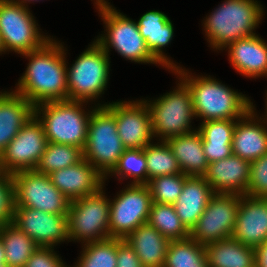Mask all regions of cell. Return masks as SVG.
I'll use <instances>...</instances> for the list:
<instances>
[{"mask_svg": "<svg viewBox=\"0 0 267 267\" xmlns=\"http://www.w3.org/2000/svg\"><path fill=\"white\" fill-rule=\"evenodd\" d=\"M63 48L50 39L41 48L21 54L31 60L15 93L34 106L68 100L67 64Z\"/></svg>", "mask_w": 267, "mask_h": 267, "instance_id": "cell-1", "label": "cell"}, {"mask_svg": "<svg viewBox=\"0 0 267 267\" xmlns=\"http://www.w3.org/2000/svg\"><path fill=\"white\" fill-rule=\"evenodd\" d=\"M177 67L182 81L189 89L192 97L195 117L207 120L241 119L250 109V100L211 77H191Z\"/></svg>", "mask_w": 267, "mask_h": 267, "instance_id": "cell-2", "label": "cell"}, {"mask_svg": "<svg viewBox=\"0 0 267 267\" xmlns=\"http://www.w3.org/2000/svg\"><path fill=\"white\" fill-rule=\"evenodd\" d=\"M261 6L254 0H225L204 23L212 48L222 49L233 41L255 35L253 30L263 16Z\"/></svg>", "mask_w": 267, "mask_h": 267, "instance_id": "cell-3", "label": "cell"}, {"mask_svg": "<svg viewBox=\"0 0 267 267\" xmlns=\"http://www.w3.org/2000/svg\"><path fill=\"white\" fill-rule=\"evenodd\" d=\"M82 101H50L34 106V115L43 125L47 141L84 149L91 113L81 109ZM42 107V108H41ZM39 114V115H38Z\"/></svg>", "mask_w": 267, "mask_h": 267, "instance_id": "cell-4", "label": "cell"}, {"mask_svg": "<svg viewBox=\"0 0 267 267\" xmlns=\"http://www.w3.org/2000/svg\"><path fill=\"white\" fill-rule=\"evenodd\" d=\"M125 150L118 135L115 115L106 106L91 111L83 158L106 178Z\"/></svg>", "mask_w": 267, "mask_h": 267, "instance_id": "cell-5", "label": "cell"}, {"mask_svg": "<svg viewBox=\"0 0 267 267\" xmlns=\"http://www.w3.org/2000/svg\"><path fill=\"white\" fill-rule=\"evenodd\" d=\"M107 28V36L97 38L96 42L109 53V47L120 53L121 56L137 63L159 62L152 56L146 41L139 33L137 22L117 12L109 3L97 4Z\"/></svg>", "mask_w": 267, "mask_h": 267, "instance_id": "cell-6", "label": "cell"}, {"mask_svg": "<svg viewBox=\"0 0 267 267\" xmlns=\"http://www.w3.org/2000/svg\"><path fill=\"white\" fill-rule=\"evenodd\" d=\"M109 54L95 41L70 70L67 68L68 100L88 102L105 90L109 74Z\"/></svg>", "mask_w": 267, "mask_h": 267, "instance_id": "cell-7", "label": "cell"}, {"mask_svg": "<svg viewBox=\"0 0 267 267\" xmlns=\"http://www.w3.org/2000/svg\"><path fill=\"white\" fill-rule=\"evenodd\" d=\"M102 189L70 201L67 213L69 240L82 239L87 244L110 238V200Z\"/></svg>", "mask_w": 267, "mask_h": 267, "instance_id": "cell-8", "label": "cell"}, {"mask_svg": "<svg viewBox=\"0 0 267 267\" xmlns=\"http://www.w3.org/2000/svg\"><path fill=\"white\" fill-rule=\"evenodd\" d=\"M151 116L153 137H161L162 141L188 134L191 131V118L195 116L192 97L188 87L180 82L178 89L160 96L154 102L146 103Z\"/></svg>", "mask_w": 267, "mask_h": 267, "instance_id": "cell-9", "label": "cell"}, {"mask_svg": "<svg viewBox=\"0 0 267 267\" xmlns=\"http://www.w3.org/2000/svg\"><path fill=\"white\" fill-rule=\"evenodd\" d=\"M0 37L4 52L18 54L37 50L50 40L39 33L26 6L9 0H0Z\"/></svg>", "mask_w": 267, "mask_h": 267, "instance_id": "cell-10", "label": "cell"}, {"mask_svg": "<svg viewBox=\"0 0 267 267\" xmlns=\"http://www.w3.org/2000/svg\"><path fill=\"white\" fill-rule=\"evenodd\" d=\"M11 176L14 182L15 207L67 215L70 201L51 183L48 175L28 170Z\"/></svg>", "mask_w": 267, "mask_h": 267, "instance_id": "cell-11", "label": "cell"}, {"mask_svg": "<svg viewBox=\"0 0 267 267\" xmlns=\"http://www.w3.org/2000/svg\"><path fill=\"white\" fill-rule=\"evenodd\" d=\"M240 200V194L214 193L190 231V238L206 246L232 237Z\"/></svg>", "mask_w": 267, "mask_h": 267, "instance_id": "cell-12", "label": "cell"}, {"mask_svg": "<svg viewBox=\"0 0 267 267\" xmlns=\"http://www.w3.org/2000/svg\"><path fill=\"white\" fill-rule=\"evenodd\" d=\"M147 184H130L110 202V238L125 239L137 227L148 222L152 205Z\"/></svg>", "mask_w": 267, "mask_h": 267, "instance_id": "cell-13", "label": "cell"}, {"mask_svg": "<svg viewBox=\"0 0 267 267\" xmlns=\"http://www.w3.org/2000/svg\"><path fill=\"white\" fill-rule=\"evenodd\" d=\"M38 116H33L0 153V170L7 174L34 170L47 146Z\"/></svg>", "mask_w": 267, "mask_h": 267, "instance_id": "cell-14", "label": "cell"}, {"mask_svg": "<svg viewBox=\"0 0 267 267\" xmlns=\"http://www.w3.org/2000/svg\"><path fill=\"white\" fill-rule=\"evenodd\" d=\"M146 101L103 104L114 115L118 135L126 149H143L153 138L150 111Z\"/></svg>", "mask_w": 267, "mask_h": 267, "instance_id": "cell-15", "label": "cell"}, {"mask_svg": "<svg viewBox=\"0 0 267 267\" xmlns=\"http://www.w3.org/2000/svg\"><path fill=\"white\" fill-rule=\"evenodd\" d=\"M12 223L41 247H53L54 244L69 239L67 215L15 207Z\"/></svg>", "mask_w": 267, "mask_h": 267, "instance_id": "cell-16", "label": "cell"}, {"mask_svg": "<svg viewBox=\"0 0 267 267\" xmlns=\"http://www.w3.org/2000/svg\"><path fill=\"white\" fill-rule=\"evenodd\" d=\"M232 237L253 248L267 241V197L241 195Z\"/></svg>", "mask_w": 267, "mask_h": 267, "instance_id": "cell-17", "label": "cell"}, {"mask_svg": "<svg viewBox=\"0 0 267 267\" xmlns=\"http://www.w3.org/2000/svg\"><path fill=\"white\" fill-rule=\"evenodd\" d=\"M51 183L69 200L94 194L103 188L105 177L86 159L56 170L49 175Z\"/></svg>", "mask_w": 267, "mask_h": 267, "instance_id": "cell-18", "label": "cell"}, {"mask_svg": "<svg viewBox=\"0 0 267 267\" xmlns=\"http://www.w3.org/2000/svg\"><path fill=\"white\" fill-rule=\"evenodd\" d=\"M251 163L232 155L209 163L204 179L214 193L246 195L250 180Z\"/></svg>", "mask_w": 267, "mask_h": 267, "instance_id": "cell-19", "label": "cell"}, {"mask_svg": "<svg viewBox=\"0 0 267 267\" xmlns=\"http://www.w3.org/2000/svg\"><path fill=\"white\" fill-rule=\"evenodd\" d=\"M254 106L236 121L232 137L233 155L248 162H253L267 153V129L259 122H254Z\"/></svg>", "mask_w": 267, "mask_h": 267, "instance_id": "cell-20", "label": "cell"}, {"mask_svg": "<svg viewBox=\"0 0 267 267\" xmlns=\"http://www.w3.org/2000/svg\"><path fill=\"white\" fill-rule=\"evenodd\" d=\"M233 68L246 77L267 76V44L261 37L252 35L227 45Z\"/></svg>", "mask_w": 267, "mask_h": 267, "instance_id": "cell-21", "label": "cell"}, {"mask_svg": "<svg viewBox=\"0 0 267 267\" xmlns=\"http://www.w3.org/2000/svg\"><path fill=\"white\" fill-rule=\"evenodd\" d=\"M213 194L204 177L188 176L185 179L182 192L173 206L189 231L196 225Z\"/></svg>", "mask_w": 267, "mask_h": 267, "instance_id": "cell-22", "label": "cell"}, {"mask_svg": "<svg viewBox=\"0 0 267 267\" xmlns=\"http://www.w3.org/2000/svg\"><path fill=\"white\" fill-rule=\"evenodd\" d=\"M137 26L152 56L162 66L175 70L177 65L165 57L162 52V48L168 45L173 37L171 20L164 13L153 10L143 14L137 22Z\"/></svg>", "mask_w": 267, "mask_h": 267, "instance_id": "cell-23", "label": "cell"}, {"mask_svg": "<svg viewBox=\"0 0 267 267\" xmlns=\"http://www.w3.org/2000/svg\"><path fill=\"white\" fill-rule=\"evenodd\" d=\"M34 116V105L15 92H0V153Z\"/></svg>", "mask_w": 267, "mask_h": 267, "instance_id": "cell-24", "label": "cell"}, {"mask_svg": "<svg viewBox=\"0 0 267 267\" xmlns=\"http://www.w3.org/2000/svg\"><path fill=\"white\" fill-rule=\"evenodd\" d=\"M178 165L187 176L203 177L209 162L204 154L202 135L194 132L175 136L166 140Z\"/></svg>", "mask_w": 267, "mask_h": 267, "instance_id": "cell-25", "label": "cell"}, {"mask_svg": "<svg viewBox=\"0 0 267 267\" xmlns=\"http://www.w3.org/2000/svg\"><path fill=\"white\" fill-rule=\"evenodd\" d=\"M143 267H164L169 240L148 223L137 227L125 239Z\"/></svg>", "mask_w": 267, "mask_h": 267, "instance_id": "cell-26", "label": "cell"}, {"mask_svg": "<svg viewBox=\"0 0 267 267\" xmlns=\"http://www.w3.org/2000/svg\"><path fill=\"white\" fill-rule=\"evenodd\" d=\"M208 267H256L255 248L233 237L205 246Z\"/></svg>", "mask_w": 267, "mask_h": 267, "instance_id": "cell-27", "label": "cell"}, {"mask_svg": "<svg viewBox=\"0 0 267 267\" xmlns=\"http://www.w3.org/2000/svg\"><path fill=\"white\" fill-rule=\"evenodd\" d=\"M0 236L9 267H24L32 253L39 247L26 233L12 222L0 227Z\"/></svg>", "mask_w": 267, "mask_h": 267, "instance_id": "cell-28", "label": "cell"}, {"mask_svg": "<svg viewBox=\"0 0 267 267\" xmlns=\"http://www.w3.org/2000/svg\"><path fill=\"white\" fill-rule=\"evenodd\" d=\"M164 267H208L205 246L190 237L170 241Z\"/></svg>", "mask_w": 267, "mask_h": 267, "instance_id": "cell-29", "label": "cell"}, {"mask_svg": "<svg viewBox=\"0 0 267 267\" xmlns=\"http://www.w3.org/2000/svg\"><path fill=\"white\" fill-rule=\"evenodd\" d=\"M147 223L169 241L184 240L190 237V231L182 223L171 204L152 203Z\"/></svg>", "mask_w": 267, "mask_h": 267, "instance_id": "cell-30", "label": "cell"}, {"mask_svg": "<svg viewBox=\"0 0 267 267\" xmlns=\"http://www.w3.org/2000/svg\"><path fill=\"white\" fill-rule=\"evenodd\" d=\"M82 159L83 150L79 147L48 142L34 170L49 175L56 170L73 166Z\"/></svg>", "mask_w": 267, "mask_h": 267, "instance_id": "cell-31", "label": "cell"}, {"mask_svg": "<svg viewBox=\"0 0 267 267\" xmlns=\"http://www.w3.org/2000/svg\"><path fill=\"white\" fill-rule=\"evenodd\" d=\"M147 163V184L152 178L182 173L177 159L166 141L149 143L143 148Z\"/></svg>", "mask_w": 267, "mask_h": 267, "instance_id": "cell-32", "label": "cell"}, {"mask_svg": "<svg viewBox=\"0 0 267 267\" xmlns=\"http://www.w3.org/2000/svg\"><path fill=\"white\" fill-rule=\"evenodd\" d=\"M79 262L74 267H116L117 238L85 244Z\"/></svg>", "mask_w": 267, "mask_h": 267, "instance_id": "cell-33", "label": "cell"}, {"mask_svg": "<svg viewBox=\"0 0 267 267\" xmlns=\"http://www.w3.org/2000/svg\"><path fill=\"white\" fill-rule=\"evenodd\" d=\"M184 173L171 174L152 178L148 182L153 203L173 205L182 192L185 179Z\"/></svg>", "mask_w": 267, "mask_h": 267, "instance_id": "cell-34", "label": "cell"}, {"mask_svg": "<svg viewBox=\"0 0 267 267\" xmlns=\"http://www.w3.org/2000/svg\"><path fill=\"white\" fill-rule=\"evenodd\" d=\"M110 173L118 176H132L131 184H147V163L143 149H126L119 158L117 165Z\"/></svg>", "mask_w": 267, "mask_h": 267, "instance_id": "cell-35", "label": "cell"}, {"mask_svg": "<svg viewBox=\"0 0 267 267\" xmlns=\"http://www.w3.org/2000/svg\"><path fill=\"white\" fill-rule=\"evenodd\" d=\"M236 122L231 119L207 120L202 122L199 129L202 142L232 143Z\"/></svg>", "mask_w": 267, "mask_h": 267, "instance_id": "cell-36", "label": "cell"}, {"mask_svg": "<svg viewBox=\"0 0 267 267\" xmlns=\"http://www.w3.org/2000/svg\"><path fill=\"white\" fill-rule=\"evenodd\" d=\"M14 182L11 174L0 171V227L13 221Z\"/></svg>", "mask_w": 267, "mask_h": 267, "instance_id": "cell-37", "label": "cell"}, {"mask_svg": "<svg viewBox=\"0 0 267 267\" xmlns=\"http://www.w3.org/2000/svg\"><path fill=\"white\" fill-rule=\"evenodd\" d=\"M247 195L267 197V153L251 162Z\"/></svg>", "mask_w": 267, "mask_h": 267, "instance_id": "cell-38", "label": "cell"}, {"mask_svg": "<svg viewBox=\"0 0 267 267\" xmlns=\"http://www.w3.org/2000/svg\"><path fill=\"white\" fill-rule=\"evenodd\" d=\"M53 248L39 246L32 253L24 267H67L61 261V258L54 253Z\"/></svg>", "mask_w": 267, "mask_h": 267, "instance_id": "cell-39", "label": "cell"}, {"mask_svg": "<svg viewBox=\"0 0 267 267\" xmlns=\"http://www.w3.org/2000/svg\"><path fill=\"white\" fill-rule=\"evenodd\" d=\"M116 260V267H143L133 248L124 239L117 238Z\"/></svg>", "mask_w": 267, "mask_h": 267, "instance_id": "cell-40", "label": "cell"}, {"mask_svg": "<svg viewBox=\"0 0 267 267\" xmlns=\"http://www.w3.org/2000/svg\"><path fill=\"white\" fill-rule=\"evenodd\" d=\"M204 154L209 163L223 160L233 155L232 143L202 142Z\"/></svg>", "mask_w": 267, "mask_h": 267, "instance_id": "cell-41", "label": "cell"}, {"mask_svg": "<svg viewBox=\"0 0 267 267\" xmlns=\"http://www.w3.org/2000/svg\"><path fill=\"white\" fill-rule=\"evenodd\" d=\"M256 267H267V241L255 248Z\"/></svg>", "mask_w": 267, "mask_h": 267, "instance_id": "cell-42", "label": "cell"}, {"mask_svg": "<svg viewBox=\"0 0 267 267\" xmlns=\"http://www.w3.org/2000/svg\"><path fill=\"white\" fill-rule=\"evenodd\" d=\"M6 263L5 260V249H4V245L0 236V264H4Z\"/></svg>", "mask_w": 267, "mask_h": 267, "instance_id": "cell-43", "label": "cell"}, {"mask_svg": "<svg viewBox=\"0 0 267 267\" xmlns=\"http://www.w3.org/2000/svg\"><path fill=\"white\" fill-rule=\"evenodd\" d=\"M9 1H11V2H13V3H18V4H22V5H24L25 6V3L28 1V2H30V1H34V0H22V1H20V0H9ZM35 1H37V0H35ZM23 2V3H22Z\"/></svg>", "mask_w": 267, "mask_h": 267, "instance_id": "cell-44", "label": "cell"}, {"mask_svg": "<svg viewBox=\"0 0 267 267\" xmlns=\"http://www.w3.org/2000/svg\"><path fill=\"white\" fill-rule=\"evenodd\" d=\"M1 52H4V50H3V47H2V41H1V37H0V53Z\"/></svg>", "mask_w": 267, "mask_h": 267, "instance_id": "cell-45", "label": "cell"}, {"mask_svg": "<svg viewBox=\"0 0 267 267\" xmlns=\"http://www.w3.org/2000/svg\"><path fill=\"white\" fill-rule=\"evenodd\" d=\"M100 3H106L105 0H96V4H100Z\"/></svg>", "mask_w": 267, "mask_h": 267, "instance_id": "cell-46", "label": "cell"}, {"mask_svg": "<svg viewBox=\"0 0 267 267\" xmlns=\"http://www.w3.org/2000/svg\"><path fill=\"white\" fill-rule=\"evenodd\" d=\"M0 267H9L6 263L0 264Z\"/></svg>", "mask_w": 267, "mask_h": 267, "instance_id": "cell-47", "label": "cell"}]
</instances>
